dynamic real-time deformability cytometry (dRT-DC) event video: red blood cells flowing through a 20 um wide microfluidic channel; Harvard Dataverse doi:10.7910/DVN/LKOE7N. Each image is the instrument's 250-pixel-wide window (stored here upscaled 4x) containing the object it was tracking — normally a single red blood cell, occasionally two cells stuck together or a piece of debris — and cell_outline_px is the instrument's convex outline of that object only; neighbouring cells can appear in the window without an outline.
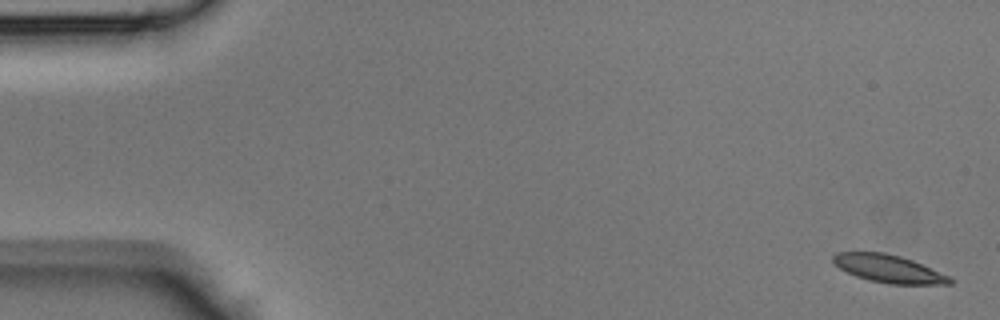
{"species": "Egyptian fruit bat (a non-hibernating species)", "species_latin": "Rousettus aegyptiacus", "temperature_condition": "room temperature", "stored_images_in_passage": 45, "camera_frame_rate_fps": 3000, "um_per_image_px": 0.085, "animal": {"sex": "male"}, "frame": {"image": 1, "passage_image": 1, "time_ms": 0.0, "image_size_px": [1000, 320], "cell_outline_px": [[952, 284], [888, 284], [868, 280], [856, 276], [840, 268], [832, 260], [832, 256], [836, 252], [884, 252], [900, 256], [912, 260], [952, 276]], "centroid_in_image_um": [75.56, 22.84], "position_along_channel_um": 9.4, "area_um2": 18.96}}
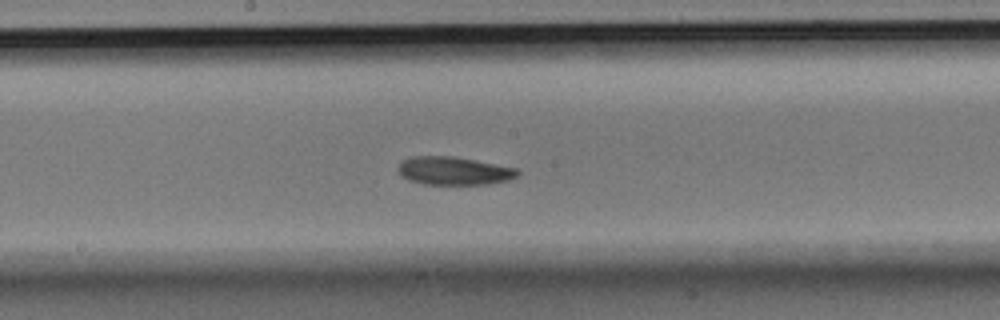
{"frame": {"image": 2, "passage_image": 23, "time_ms": 7.333, "image_size_px": [1000, 320], "cell_outline_px": [[520, 172], [516, 176], [508, 180], [488, 184], [424, 184], [408, 180], [400, 176], [396, 172], [396, 168], [400, 160], [412, 156], [452, 156], [516, 168]], "centroid_in_image_um": [38.48, 14.52], "position_along_channel_um": 209.7, "area_um2": 19.71}}
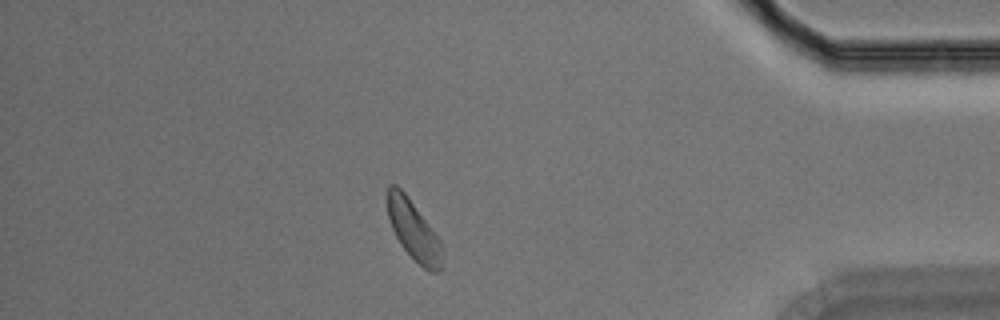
{"frame": {"image": 3, "passage_image": 38, "time_ms": 12.333, "image_size_px": [1000, 320], "cell_outline_px": [[440, 272], [428, 272], [400, 244], [392, 228], [388, 216], [384, 196], [388, 184], [396, 184], [404, 192], [440, 240]], "centroid_in_image_um": [35.06, 19.49], "position_along_channel_um": 400.1, "area_um2": 18.61}}